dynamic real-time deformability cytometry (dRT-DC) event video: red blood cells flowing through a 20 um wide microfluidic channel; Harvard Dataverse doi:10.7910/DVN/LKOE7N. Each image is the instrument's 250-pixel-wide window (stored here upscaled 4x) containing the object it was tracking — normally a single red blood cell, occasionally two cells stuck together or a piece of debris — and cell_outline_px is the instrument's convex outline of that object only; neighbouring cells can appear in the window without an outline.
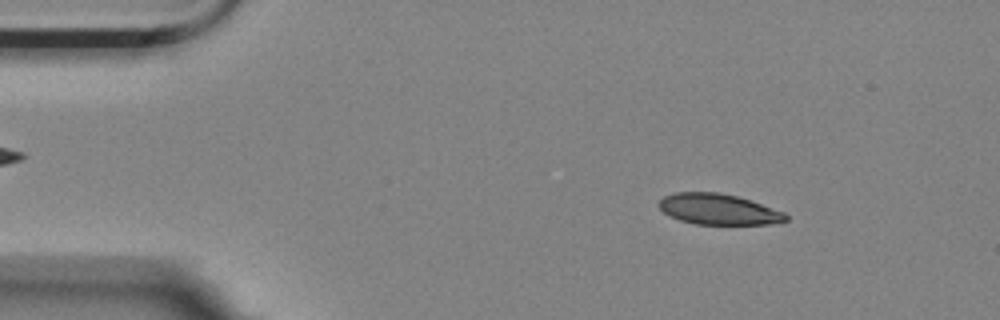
{"species": "Egyptian fruit bat (a non-hibernating species)", "species_latin": "Rousettus aegyptiacus", "temperature_condition": "room temperature", "stored_images_in_passage": 4, "camera_frame_rate_fps": 3000, "um_per_image_px": 0.085, "animal": {"sex": "female"}, "frame": {"image": 1, "passage_image": 2, "time_ms": 0.333, "image_size_px": [1000, 320], "cell_outline_px": [[788, 220], [768, 224], [696, 224], [680, 220], [664, 212], [656, 204], [664, 196], [676, 192], [720, 192], [736, 196], [784, 212], [788, 216]], "centroid_in_image_um": [61.04, 17.78], "position_along_channel_um": 24.0, "area_um2": 22.48}}